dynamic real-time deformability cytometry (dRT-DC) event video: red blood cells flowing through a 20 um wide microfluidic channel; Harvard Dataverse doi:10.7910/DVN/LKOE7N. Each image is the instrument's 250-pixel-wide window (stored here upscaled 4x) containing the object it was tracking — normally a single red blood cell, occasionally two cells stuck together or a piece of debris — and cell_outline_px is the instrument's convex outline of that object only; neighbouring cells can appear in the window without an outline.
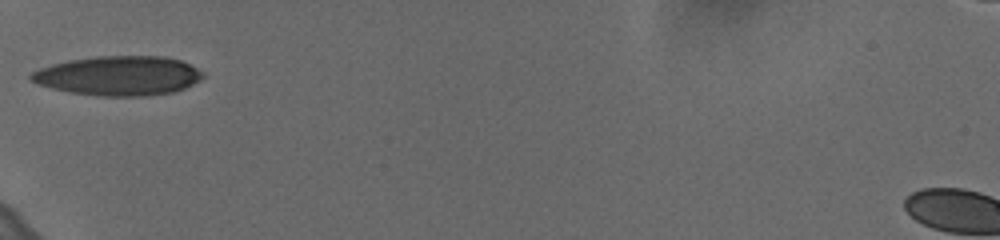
{"species": "human", "species_latin": "Homo sapiens", "temperature_condition": "cold", "stored_images_in_passage": 32, "camera_frame_rate_fps": 3000, "um_per_image_px": 0.085, "donor": {"sex": "female"}, "frame": {"image": 1, "passage_image": 1, "time_ms": 0.0, "image_size_px": [1000, 240], "cell_outline_px": [[204, 76], [200, 80], [184, 88], [172, 92], [144, 96], [100, 96], [68, 92], [36, 84], [28, 76], [32, 72], [40, 68], [52, 64], [68, 60], [96, 56], [160, 56], [180, 60], [204, 72]], "centroid_in_image_um": [10.05, 6.44], "position_along_channel_um": 74.9, "area_um2": 39.48}}
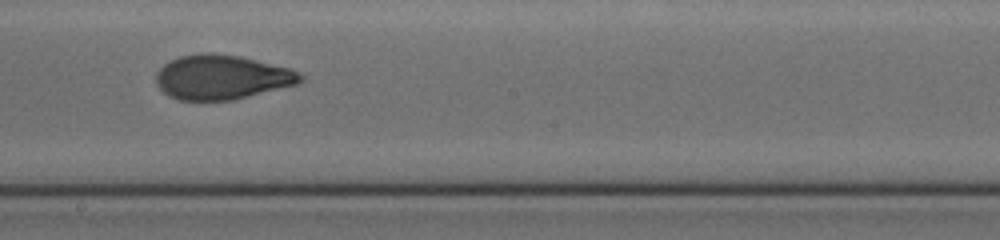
{"frame": {"image": 2, "passage_image": 14, "time_ms": 4.333, "image_size_px": [1000, 240], "cell_outline_px": [[304, 80], [296, 84], [232, 100], [180, 100], [168, 96], [156, 84], [156, 72], [164, 64], [180, 56], [208, 52], [240, 56], [292, 68], [300, 72], [304, 76]], "centroid_in_image_um": [18.87, 6.55], "position_along_channel_um": 229.3, "area_um2": 37.4}}
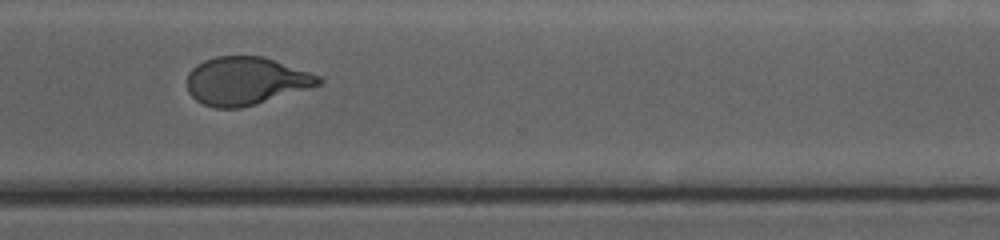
{"frame": {"image": 3, "passage_image": 24, "time_ms": 7.667, "image_size_px": [1000, 240], "cell_outline_px": [[324, 80], [320, 84], [256, 104], [240, 108], [216, 108], [204, 104], [196, 100], [188, 92], [188, 72], [196, 64], [204, 60], [216, 56], [264, 56], [320, 76]], "centroid_in_image_um": [20.86, 6.87], "position_along_channel_um": 349.7, "area_um2": 36.53}, "authors_computed_cell_mechanics": {"area_um2": 37.6856, "velocity_mm_per_s": 3.6269, "shape_relaxation_time_tau1_ms": 4.8898, "shape_relaxation_time_tau2_ms": 1.1878, "deformation_change_tau1": 0.1738, "deformation_change_tau2": 0.0744}}